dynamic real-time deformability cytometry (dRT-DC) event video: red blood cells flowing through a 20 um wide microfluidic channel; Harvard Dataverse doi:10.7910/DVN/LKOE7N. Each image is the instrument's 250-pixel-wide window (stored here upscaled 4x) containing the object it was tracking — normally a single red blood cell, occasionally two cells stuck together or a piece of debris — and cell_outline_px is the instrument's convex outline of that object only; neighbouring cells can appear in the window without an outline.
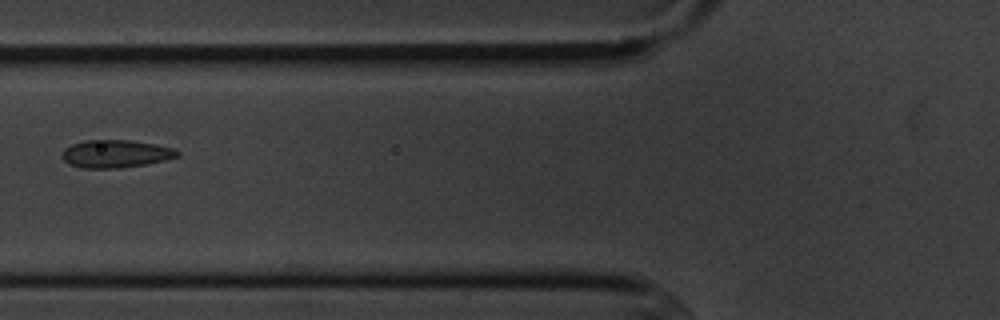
{"species": "common noctule bat (a hibernating species)", "species_latin": "Nyctalus noctula", "temperature_condition": "cold", "stored_images_in_passage": 5, "camera_frame_rate_fps": 3000, "um_per_image_px": 0.085, "animal": {"sex": "male", "body_mass_g": 20.1, "forearm_length_mm": 53.5}, "frame": {"image": 1, "passage_image": 5, "time_ms": 4.667, "image_size_px": [1000, 320], "cell_outline_px": [[180, 156], [164, 160], [144, 164], [120, 168], [80, 168], [68, 164], [60, 156], [60, 152], [64, 148], [72, 144], [84, 140], [132, 140], [156, 144], [176, 148], [180, 152]], "centroid_in_image_um": [9.81, 13.06], "position_along_channel_um": 116.0, "area_um2": 18.96}}